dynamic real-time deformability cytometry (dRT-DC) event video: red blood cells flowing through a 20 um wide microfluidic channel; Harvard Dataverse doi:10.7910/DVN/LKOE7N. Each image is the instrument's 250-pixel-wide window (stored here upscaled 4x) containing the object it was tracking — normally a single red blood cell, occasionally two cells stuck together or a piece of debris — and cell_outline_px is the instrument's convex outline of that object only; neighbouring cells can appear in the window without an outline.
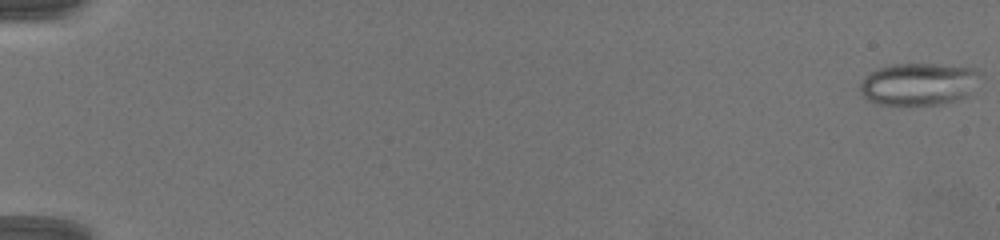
{"species": "common noctule bat (a hibernating species)", "species_latin": "Nyctalus noctula", "temperature_condition": "warm", "stored_images_in_passage": 35, "camera_frame_rate_fps": 3000, "um_per_image_px": 0.085, "animal": {"sex": "female", "body_mass_g": 19.5, "forearm_length_mm": 54.1}, "frame": {"image": 1, "passage_image": 1, "time_ms": 0.0, "image_size_px": [1000, 240], "cell_outline_px": [[980, 72], [968, 96], [956, 100], [936, 104], [880, 104], [868, 100], [860, 92], [860, 84], [872, 72], [880, 68], [896, 64], [932, 64], [972, 68]], "centroid_in_image_um": [78.07, 7.15], "position_along_channel_um": 6.9, "area_um2": 28.78}}
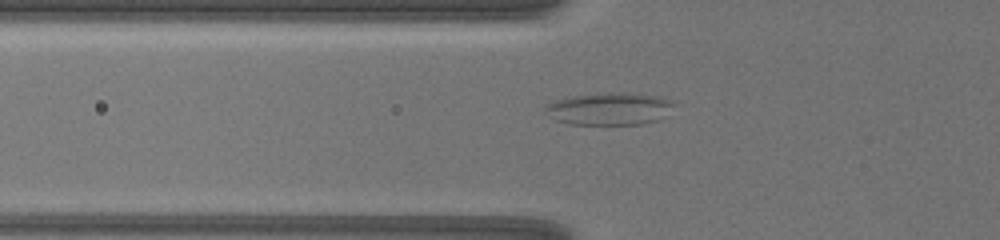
{"frame": {"image": 2, "passage_image": 26, "time_ms": 8.333, "image_size_px": [1000, 240], "cell_outline_px": [[672, 104], [656, 120], [640, 124], [572, 124], [556, 120], [544, 112], [544, 108], [548, 104], [556, 100], [572, 96], [612, 92], [628, 92], [656, 96], [668, 100]], "centroid_in_image_um": [51.69, 9.24], "position_along_channel_um": 74.1, "area_um2": 23.58}}
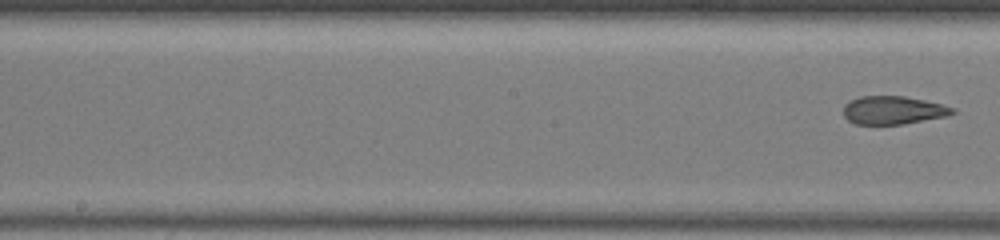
{"frame": {"image": 3, "passage_image": 35, "time_ms": 11.333, "image_size_px": [1000, 240], "cell_outline_px": [[956, 112], [948, 116], [904, 124], [852, 124], [844, 116], [844, 104], [848, 100], [860, 96], [904, 96], [924, 100], [956, 108]], "centroid_in_image_um": [75.91, 9.37], "position_along_channel_um": 172.3, "area_um2": 18.09}}